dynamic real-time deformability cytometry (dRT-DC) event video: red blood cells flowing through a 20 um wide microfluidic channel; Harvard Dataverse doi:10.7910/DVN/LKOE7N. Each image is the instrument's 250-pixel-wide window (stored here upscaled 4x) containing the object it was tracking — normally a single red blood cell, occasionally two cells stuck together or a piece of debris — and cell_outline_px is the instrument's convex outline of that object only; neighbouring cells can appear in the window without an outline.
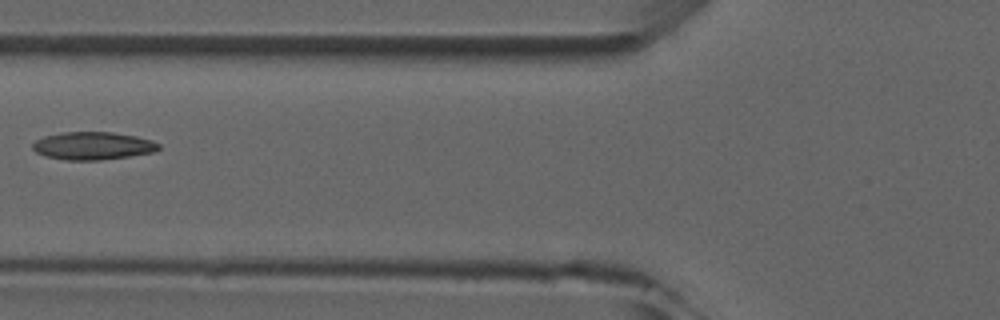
{"species": "common noctule bat (a hibernating species)", "species_latin": "Nyctalus noctula", "temperature_condition": "room temperature", "stored_images_in_passage": 4, "camera_frame_rate_fps": 3000, "um_per_image_px": 0.085, "animal": {"sex": "male", "forearm_length_mm": 52.5}, "frame": {"image": 1, "passage_image": 4, "time_ms": 4.333, "image_size_px": [1000, 320], "cell_outline_px": [[160, 148], [156, 152], [100, 160], [68, 160], [44, 156], [36, 152], [32, 148], [32, 144], [36, 140], [44, 136], [64, 132], [112, 132], [136, 136], [152, 140], [160, 144]], "centroid_in_image_um": [7.91, 12.39], "position_along_channel_um": 117.9, "area_um2": 20.46}}